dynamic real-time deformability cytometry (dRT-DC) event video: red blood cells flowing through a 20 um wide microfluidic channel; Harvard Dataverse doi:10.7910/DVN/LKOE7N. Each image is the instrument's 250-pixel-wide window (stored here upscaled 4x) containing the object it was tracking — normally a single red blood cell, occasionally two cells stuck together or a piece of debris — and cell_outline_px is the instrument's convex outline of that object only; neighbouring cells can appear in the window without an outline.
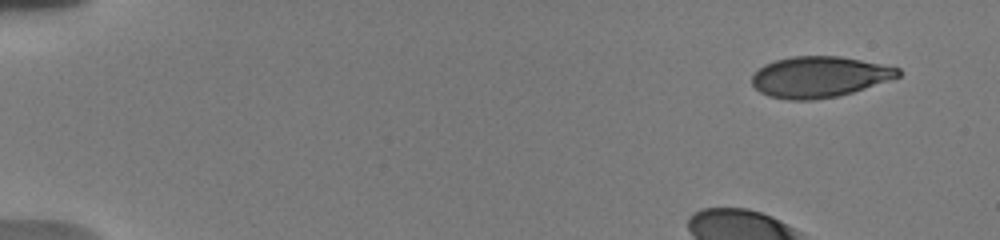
{"species": "human", "species_latin": "Homo sapiens", "temperature_condition": "warm", "stored_images_in_passage": 28, "camera_frame_rate_fps": 3000, "um_per_image_px": 0.085, "donor": {"sex": "male"}, "frame": {"image": 1, "passage_image": 1, "time_ms": 0.0, "image_size_px": [1000, 240], "cell_outline_px": [[900, 76], [852, 92], [836, 96], [812, 100], [788, 100], [768, 96], [760, 92], [752, 84], [752, 76], [764, 64], [776, 60], [792, 56], [840, 56], [900, 68]], "centroid_in_image_um": [69.61, 6.54], "position_along_channel_um": 15.4, "area_um2": 34.56}, "authors_computed_cell_mechanics": {"area_um2": 46.9914, "velocity_mm_per_s": 3.6515, "shape_relaxation_time_tau1_ms": 1.833, "shape_relaxation_time_tau2_ms": null, "deformation_change_tau1": 0.1391, "deformation_change_tau2": null}}